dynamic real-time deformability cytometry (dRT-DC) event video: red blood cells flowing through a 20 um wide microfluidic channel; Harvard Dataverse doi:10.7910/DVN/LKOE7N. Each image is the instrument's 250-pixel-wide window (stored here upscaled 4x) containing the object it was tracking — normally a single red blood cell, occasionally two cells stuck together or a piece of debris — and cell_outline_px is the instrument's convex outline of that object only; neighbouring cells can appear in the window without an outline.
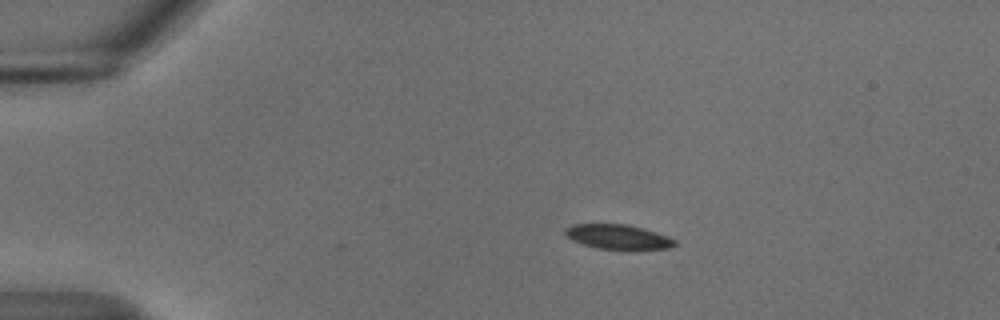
{"species": "common noctule bat (a hibernating species)", "species_latin": "Nyctalus noctula", "temperature_condition": "cold", "stored_images_in_passage": 39, "camera_frame_rate_fps": 3000, "um_per_image_px": 0.085, "animal": {"sex": "male", "body_mass_g": 18.8}, "frame": {"image": 1, "passage_image": 1, "time_ms": 0.0, "image_size_px": [1000, 320], "cell_outline_px": [[676, 244], [672, 248], [628, 252], [596, 248], [572, 240], [564, 232], [564, 228], [572, 224], [628, 224], [644, 228], [668, 236], [676, 240]], "centroid_in_image_um": [52.6, 20.17], "position_along_channel_um": 32.4, "area_um2": 16.53}}
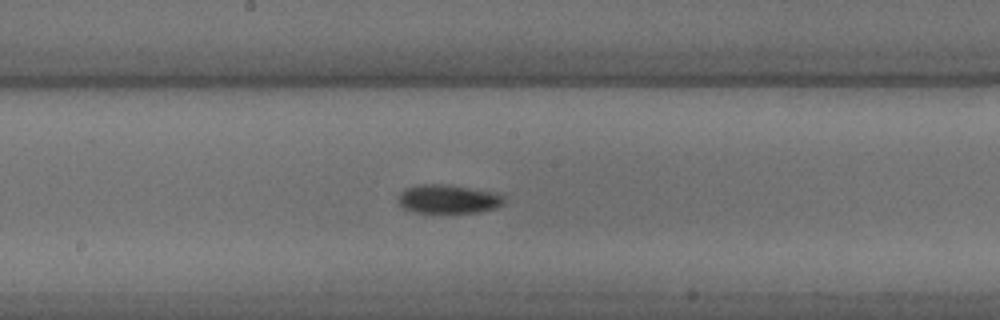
{"frame": {"image": 2, "passage_image": 20, "time_ms": 6.333, "image_size_px": [1000, 320], "cell_outline_px": [[504, 204], [496, 208], [480, 212], [412, 212], [400, 208], [400, 192], [404, 188], [416, 184], [444, 184], [496, 192], [504, 196]], "centroid_in_image_um": [38.09, 16.91], "position_along_channel_um": 210.1, "area_um2": 17.86}}
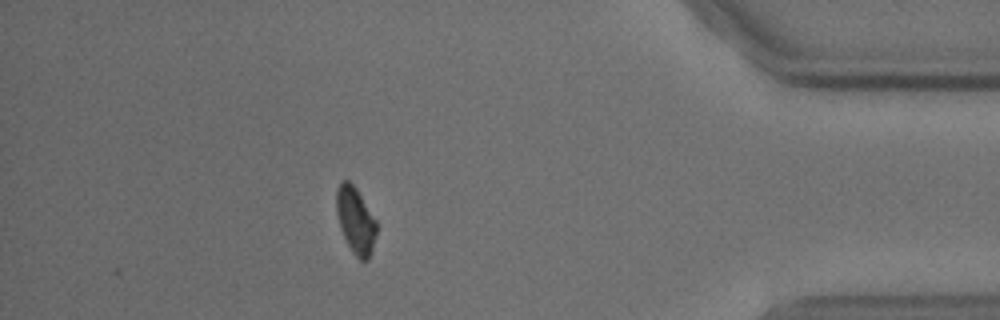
{"frame": {"image": 3, "passage_image": 39, "time_ms": 12.667, "image_size_px": [1000, 320], "cell_outline_px": [[376, 232], [372, 252], [368, 260], [360, 260], [352, 252], [340, 228], [336, 212], [336, 188], [340, 180], [348, 180], [356, 188], [376, 220]], "centroid_in_image_um": [30.2, 18.71], "position_along_channel_um": 405.0, "area_um2": 15.55}, "authors_computed_cell_mechanics": {"area_um2": 16.8198, "velocity_mm_per_s": 3.6742, "shape_relaxation_time_tau1_ms": 2.5158, "shape_relaxation_time_tau2_ms": null, "deformation_change_tau1": 0.086, "deformation_change_tau2": null}}